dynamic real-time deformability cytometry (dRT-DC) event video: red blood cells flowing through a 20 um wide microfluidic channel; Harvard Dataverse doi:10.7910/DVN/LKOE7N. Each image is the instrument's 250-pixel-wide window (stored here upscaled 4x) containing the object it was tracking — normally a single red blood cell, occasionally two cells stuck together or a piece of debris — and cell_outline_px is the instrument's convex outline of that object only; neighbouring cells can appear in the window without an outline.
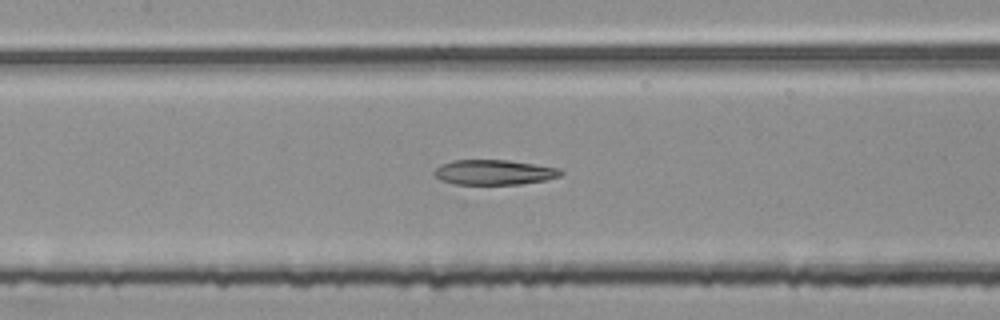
{"species": "common noctule bat (a hibernating species)", "species_latin": "Nyctalus noctula", "temperature_condition": "room temperature", "stored_images_in_passage": 55, "segment_of_instrument_passage": [2, 2], "camera_frame_rate_fps": 3000, "um_per_image_px": 0.085, "animal": {"sex": "female", "body_mass_g": 25.1}, "frame": {"image": 1, "passage_image": 25, "time_ms": 8.0, "image_size_px": [1000, 320], "cell_outline_px": [[564, 172], [560, 176], [544, 180], [520, 184], [452, 184], [440, 180], [432, 172], [440, 164], [452, 160], [508, 160], [560, 168]], "centroid_in_image_um": [41.97, 14.64], "position_along_channel_um": 165.4, "area_um2": 18.5}}
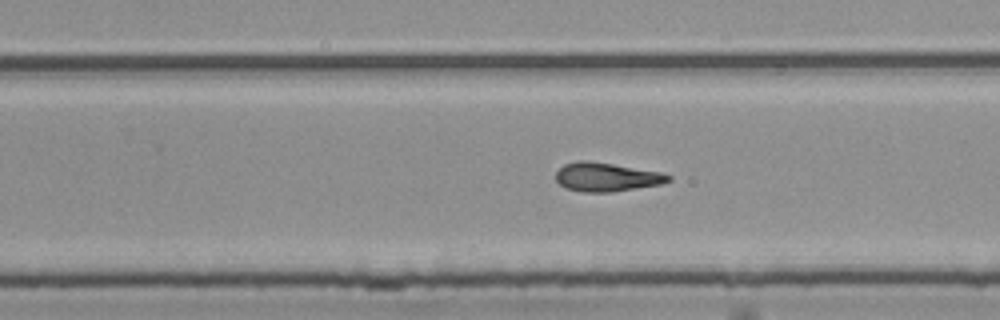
{"frame": {"image": 2, "passage_image": 34, "time_ms": 11.0, "image_size_px": [1000, 320], "cell_outline_px": [[672, 180], [660, 184], [612, 192], [580, 192], [564, 188], [556, 180], [556, 172], [564, 164], [580, 160], [584, 160], [612, 164], [660, 172], [672, 176]], "centroid_in_image_um": [51.53, 15.06], "position_along_channel_um": 278.3, "area_um2": 18.79}}
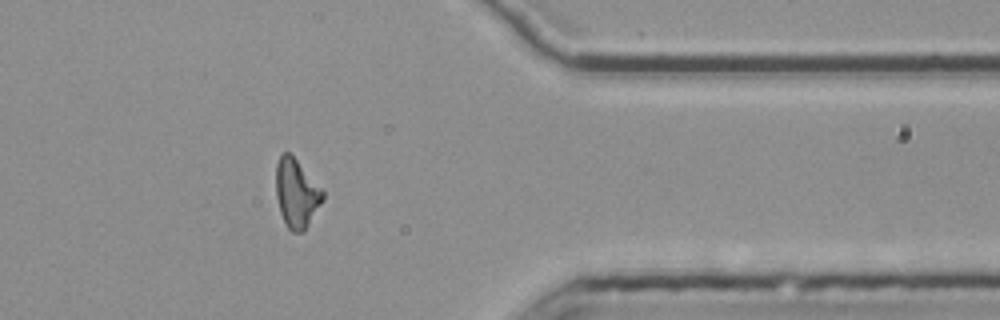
{"frame": {"image": 3, "passage_image": 44, "time_ms": 14.333, "image_size_px": [1000, 320], "cell_outline_px": [[324, 200], [304, 232], [292, 232], [288, 228], [280, 212], [276, 196], [276, 164], [280, 156], [284, 152], [288, 152], [296, 160], [324, 192]], "centroid_in_image_um": [25.2, 16.47], "position_along_channel_um": 386.2, "area_um2": 18.5}}